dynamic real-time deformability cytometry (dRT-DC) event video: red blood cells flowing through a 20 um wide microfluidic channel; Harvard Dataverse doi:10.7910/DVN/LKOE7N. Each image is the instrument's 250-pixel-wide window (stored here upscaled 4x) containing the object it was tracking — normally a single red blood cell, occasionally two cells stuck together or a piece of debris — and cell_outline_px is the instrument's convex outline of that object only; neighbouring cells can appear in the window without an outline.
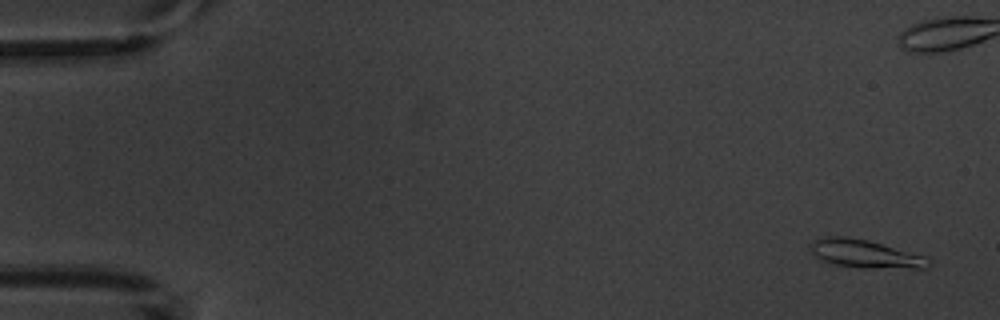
{"species": "common noctule bat (a hibernating species)", "species_latin": "Nyctalus noctula", "temperature_condition": "warm", "stored_images_in_passage": 6, "camera_frame_rate_fps": 3000, "um_per_image_px": 0.085, "animal": {"sex": "male", "body_mass_g": 20.1, "forearm_length_mm": 53.5}, "frame": {"image": 1, "passage_image": 1, "time_ms": 0.0, "image_size_px": [1000, 320], "cell_outline_px": [[932, 264], [928, 268], [864, 268], [836, 264], [824, 260], [816, 256], [812, 252], [808, 244], [824, 236], [844, 236], [868, 240], [924, 256]], "centroid_in_image_um": [73.53, 21.57], "position_along_channel_um": 11.5, "area_um2": 19.07}}
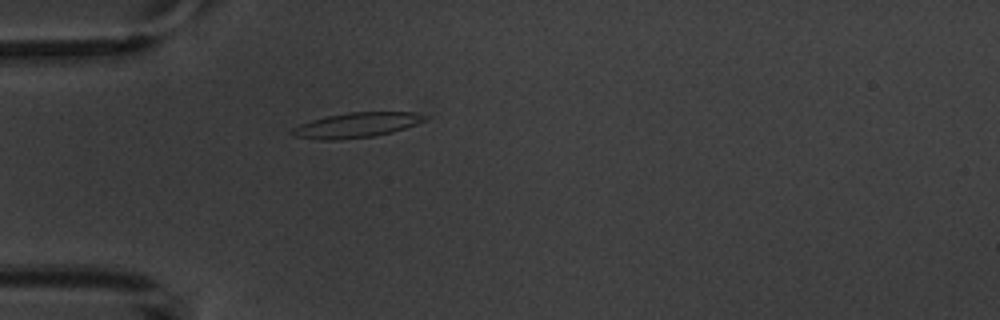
{"frame": {"image": 2, "passage_image": 6, "time_ms": 6.0, "image_size_px": [1000, 320], "cell_outline_px": [[428, 116], [424, 120], [416, 124], [392, 132], [372, 136], [340, 140], [320, 140], [292, 136], [288, 132], [292, 128], [300, 124], [312, 120], [328, 116], [348, 112], [412, 112]], "centroid_in_image_um": [30.23, 10.64], "position_along_channel_um": 54.8, "area_um2": 19.25}}